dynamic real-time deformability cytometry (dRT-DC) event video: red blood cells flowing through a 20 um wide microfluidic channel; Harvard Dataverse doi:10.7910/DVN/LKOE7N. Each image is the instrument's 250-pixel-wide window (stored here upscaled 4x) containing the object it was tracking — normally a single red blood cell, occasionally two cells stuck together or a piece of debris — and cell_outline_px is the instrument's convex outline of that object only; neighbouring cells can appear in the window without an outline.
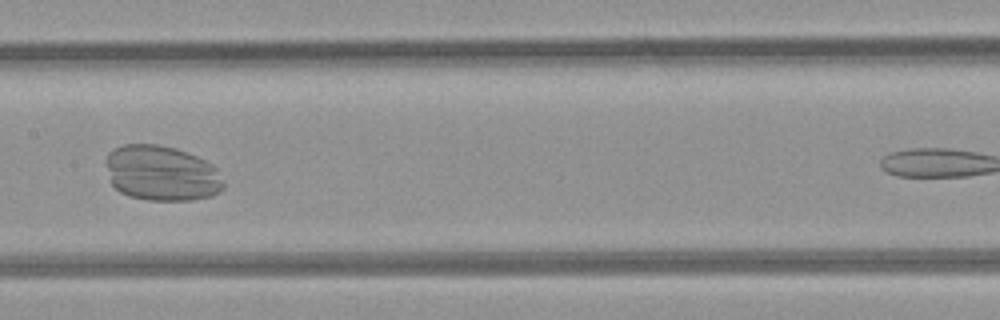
{"species": "common noctule bat (a hibernating species)", "species_latin": "Nyctalus noctula", "temperature_condition": "room temperature", "stored_images_in_passage": 21, "camera_frame_rate_fps": 3000, "um_per_image_px": 0.085, "animal": {"sex": "female", "body_mass_g": 21.9}, "frame": {"image": 1, "passage_image": 15, "time_ms": 4.667, "image_size_px": [1000, 320], "cell_outline_px": [[224, 188], [220, 192], [212, 196], [192, 200], [148, 200], [128, 196], [120, 192], [112, 184], [104, 164], [104, 160], [108, 152], [112, 148], [124, 144], [156, 144], [176, 148], [196, 156], [212, 164], [216, 168], [224, 184]], "centroid_in_image_um": [13.7, 14.72], "position_along_channel_um": 193.7, "area_um2": 38.32}}